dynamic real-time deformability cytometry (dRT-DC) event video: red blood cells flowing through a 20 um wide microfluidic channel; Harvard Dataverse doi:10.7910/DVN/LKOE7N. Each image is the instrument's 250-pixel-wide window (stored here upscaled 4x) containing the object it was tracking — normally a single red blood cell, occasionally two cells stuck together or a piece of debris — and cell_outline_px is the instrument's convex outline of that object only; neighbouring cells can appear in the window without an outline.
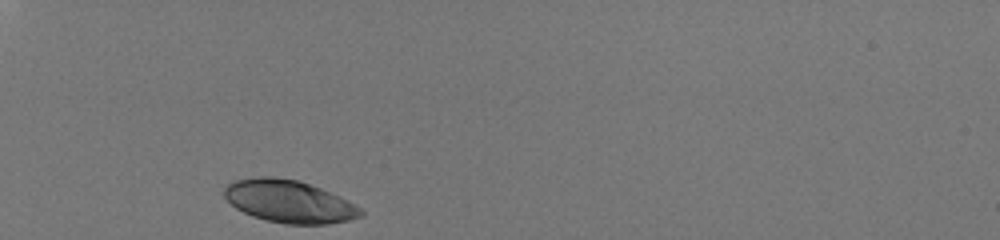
{"species": "human", "species_latin": "Homo sapiens", "temperature_condition": "room temperature", "stored_images_in_passage": 29, "camera_frame_rate_fps": 3000, "um_per_image_px": 0.085, "donor": {"sex": "male"}, "frame": {"image": 1, "passage_image": 1, "time_ms": 0.0, "image_size_px": [1000, 240], "cell_outline_px": [[364, 212], [360, 216], [348, 220], [328, 224], [284, 224], [264, 220], [252, 216], [236, 208], [224, 196], [224, 188], [228, 184], [236, 180], [260, 176], [272, 176], [296, 180], [320, 188], [340, 196], [348, 200], [360, 208]], "centroid_in_image_um": [24.56, 17.13], "position_along_channel_um": 60.4, "area_um2": 33.64}}
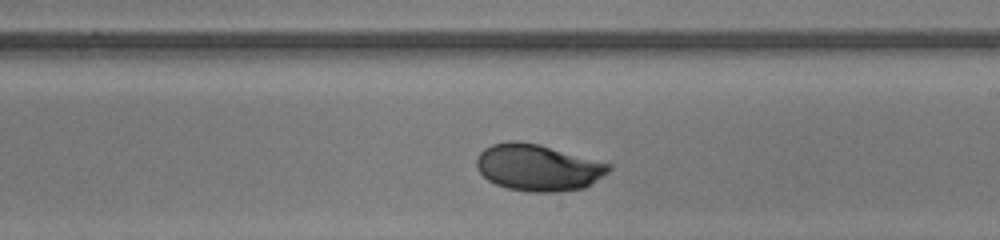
{"frame": {"image": 2, "passage_image": 17, "time_ms": 5.333, "image_size_px": [1000, 240], "cell_outline_px": [[612, 168], [608, 172], [584, 188], [560, 192], [532, 192], [508, 188], [496, 184], [488, 180], [476, 168], [476, 160], [480, 152], [484, 148], [492, 144], [508, 140], [520, 140], [540, 144], [612, 164]], "centroid_in_image_um": [45.72, 14.22], "position_along_channel_um": 243.3, "area_um2": 36.13}}
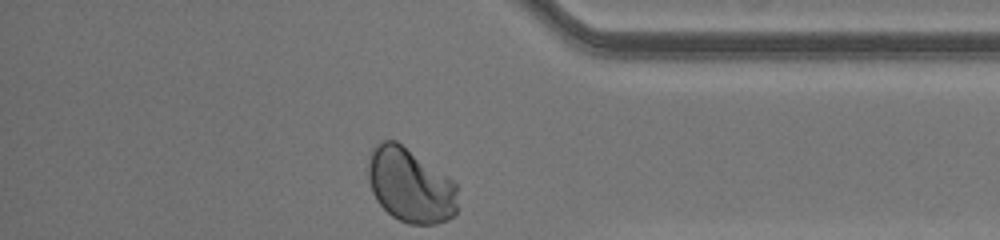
{"frame": {"image": 3, "passage_image": 29, "time_ms": 9.333, "image_size_px": [1000, 240], "cell_outline_px": [[456, 212], [448, 220], [436, 224], [408, 224], [392, 216], [376, 200], [372, 192], [368, 180], [368, 156], [372, 148], [380, 140], [396, 140], [448, 176], [456, 184]], "centroid_in_image_um": [34.84, 15.74], "position_along_channel_um": 400.4, "area_um2": 38.9}, "authors_computed_cell_mechanics": {"area_um2": 35.2002, "velocity_mm_per_s": 4.0746, "shape_relaxation_time_tau1_ms": 4.0529, "shape_relaxation_time_tau2_ms": null, "deformation_change_tau1": 0.1408, "deformation_change_tau2": null}}